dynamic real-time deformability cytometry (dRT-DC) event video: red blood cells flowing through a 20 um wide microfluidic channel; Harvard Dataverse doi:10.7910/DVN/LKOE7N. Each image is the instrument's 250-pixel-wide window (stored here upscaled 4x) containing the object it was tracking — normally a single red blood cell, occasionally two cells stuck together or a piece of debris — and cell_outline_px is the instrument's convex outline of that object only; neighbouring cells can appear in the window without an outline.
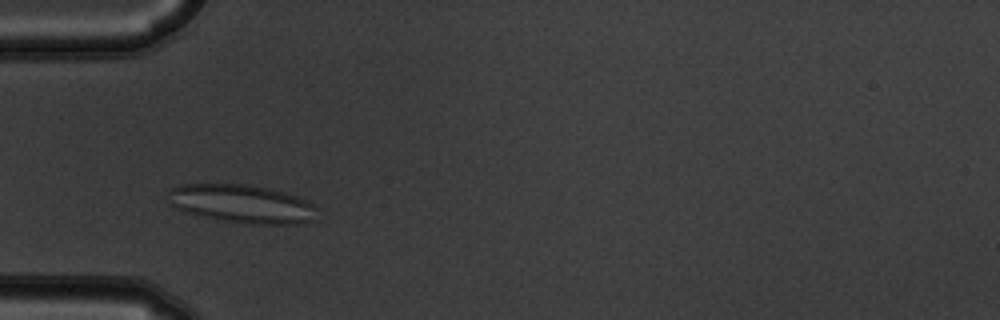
{"species": "common noctule bat (a hibernating species)", "species_latin": "Nyctalus noctula", "temperature_condition": "warm", "stored_images_in_passage": 46, "camera_frame_rate_fps": 3000, "um_per_image_px": 0.085, "animal": {"sex": "male", "body_mass_g": 19.5, "forearm_length_mm": 54.6}, "frame": {"image": 1, "passage_image": 9, "time_ms": 2.667, "image_size_px": [1000, 320], "cell_outline_px": [[316, 208], [312, 220], [304, 224], [252, 224], [224, 220], [200, 216], [184, 212], [168, 204], [168, 192], [172, 188], [180, 184], [248, 184], [268, 188], [284, 192], [308, 200]], "centroid_in_image_um": [20.53, 17.32], "position_along_channel_um": 64.5, "area_um2": 33.41}}
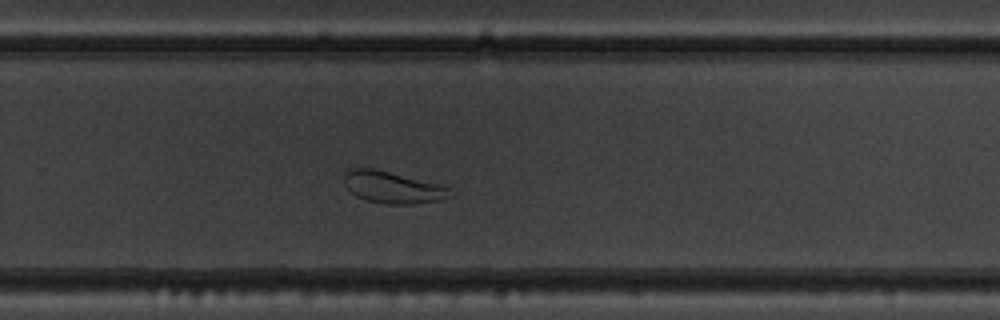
{"frame": {"image": 2, "passage_image": 28, "time_ms": 9.0, "image_size_px": [1000, 320], "cell_outline_px": [[456, 192], [452, 196], [440, 200], [412, 204], [384, 204], [368, 200], [356, 196], [344, 184], [344, 172], [352, 168], [372, 168], [444, 184], [452, 188]], "centroid_in_image_um": [33.47, 15.92], "position_along_channel_um": 296.3, "area_um2": 20.0}}
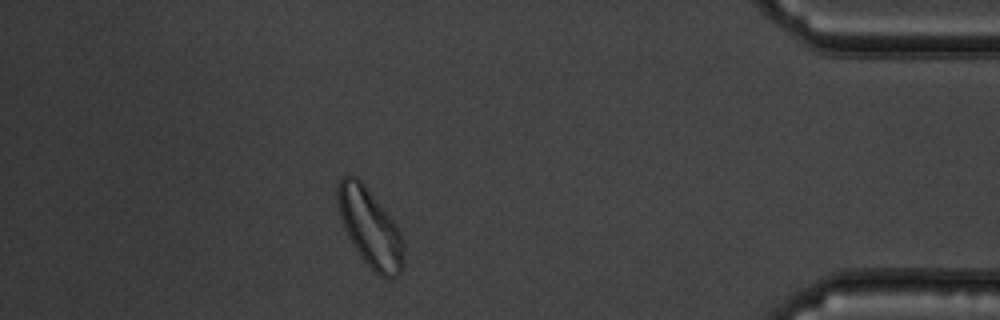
{"frame": {"image": 3, "passage_image": 40, "time_ms": 13.0, "image_size_px": [1000, 320], "cell_outline_px": [[404, 264], [400, 272], [396, 276], [380, 276], [364, 260], [352, 244], [344, 228], [336, 204], [336, 184], [340, 176], [356, 176], [364, 184], [396, 224], [404, 240]], "centroid_in_image_um": [31.43, 19.31], "position_along_channel_um": 403.8, "area_um2": 30.0}, "authors_computed_cell_mechanics": {"area_um2": 27.6573, "velocity_mm_per_s": 3.6945, "shape_relaxation_time_tau1_ms": null, "shape_relaxation_time_tau2_ms": 1.1368, "deformation_change_tau1": null, "deformation_change_tau2": 0.0804}}